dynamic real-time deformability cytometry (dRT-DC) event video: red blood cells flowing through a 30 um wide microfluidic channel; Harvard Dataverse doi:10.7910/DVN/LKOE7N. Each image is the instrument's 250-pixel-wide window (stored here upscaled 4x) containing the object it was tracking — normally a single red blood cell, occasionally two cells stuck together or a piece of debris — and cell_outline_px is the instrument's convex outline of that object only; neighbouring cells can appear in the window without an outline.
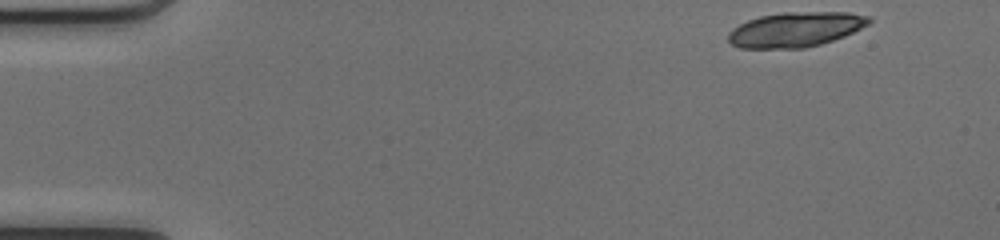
{"species": "common noctule bat (a hibernating species)", "species_latin": "Nyctalus noctula", "temperature_condition": "cold", "stored_images_in_passage": 14, "camera_frame_rate_fps": 3000, "um_per_image_px": 0.085, "animal": {"sex": "female", "body_mass_g": 17.0, "forearm_length_mm": 48.0}, "frame": {"image": 1, "passage_image": 1, "time_ms": 0.0, "image_size_px": [1000, 240], "cell_outline_px": [[872, 20], [868, 24], [844, 36], [820, 44], [804, 48], [740, 48], [732, 44], [728, 40], [728, 32], [732, 28], [748, 20], [760, 16], [784, 12], [848, 12], [872, 16]], "centroid_in_image_um": [67.62, 2.5], "position_along_channel_um": 17.4, "area_um2": 28.55}}